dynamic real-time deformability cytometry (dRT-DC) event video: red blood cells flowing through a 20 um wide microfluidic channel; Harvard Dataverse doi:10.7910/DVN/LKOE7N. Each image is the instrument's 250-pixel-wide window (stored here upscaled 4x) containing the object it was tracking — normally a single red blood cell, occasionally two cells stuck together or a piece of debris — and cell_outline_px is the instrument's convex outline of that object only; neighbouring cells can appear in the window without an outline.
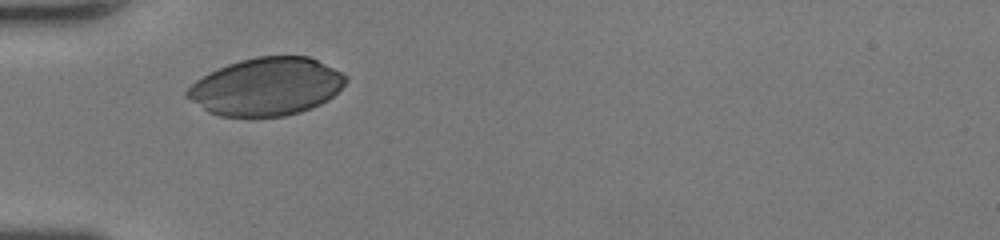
{"species": "human", "species_latin": "Homo sapiens", "temperature_condition": "room temperature", "stored_images_in_passage": 25, "camera_frame_rate_fps": 3000, "um_per_image_px": 0.085, "donor": {"sex": "female"}, "frame": {"image": 1, "passage_image": 1, "time_ms": 0.0, "image_size_px": [1000, 240], "cell_outline_px": [[348, 80], [328, 100], [312, 108], [300, 112], [284, 116], [220, 116], [208, 112], [184, 96], [184, 92], [196, 80], [228, 64], [240, 60], [256, 56], [308, 56], [348, 76]], "centroid_in_image_um": [22.63, 7.37], "position_along_channel_um": 62.4, "area_um2": 53.0}}
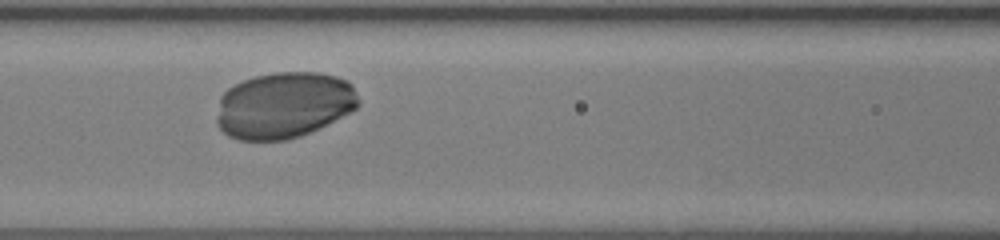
{"frame": {"image": 2, "passage_image": 7, "time_ms": 2.0, "image_size_px": [1000, 240], "cell_outline_px": [[360, 104], [356, 108], [300, 136], [288, 140], [240, 140], [228, 136], [216, 124], [216, 116], [220, 96], [228, 88], [244, 80], [256, 76], [276, 72], [316, 72], [336, 76], [352, 84], [360, 100]], "centroid_in_image_um": [24.1, 8.93], "position_along_channel_um": 142.5, "area_um2": 54.56}}
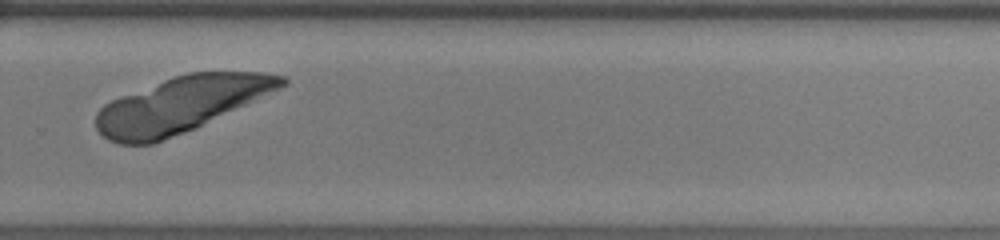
{"frame": {"image": 3, "passage_image": 19, "time_ms": 6.0, "image_size_px": [1000, 240], "cell_outline_px": [[288, 84], [280, 88], [196, 128], [164, 140], [152, 144], [120, 144], [108, 140], [96, 128], [96, 112], [104, 104], [112, 100], [164, 80], [188, 72], [264, 72], [284, 76], [288, 80]], "centroid_in_image_um": [15.38, 8.9], "position_along_channel_um": 314.4, "area_um2": 59.42}}